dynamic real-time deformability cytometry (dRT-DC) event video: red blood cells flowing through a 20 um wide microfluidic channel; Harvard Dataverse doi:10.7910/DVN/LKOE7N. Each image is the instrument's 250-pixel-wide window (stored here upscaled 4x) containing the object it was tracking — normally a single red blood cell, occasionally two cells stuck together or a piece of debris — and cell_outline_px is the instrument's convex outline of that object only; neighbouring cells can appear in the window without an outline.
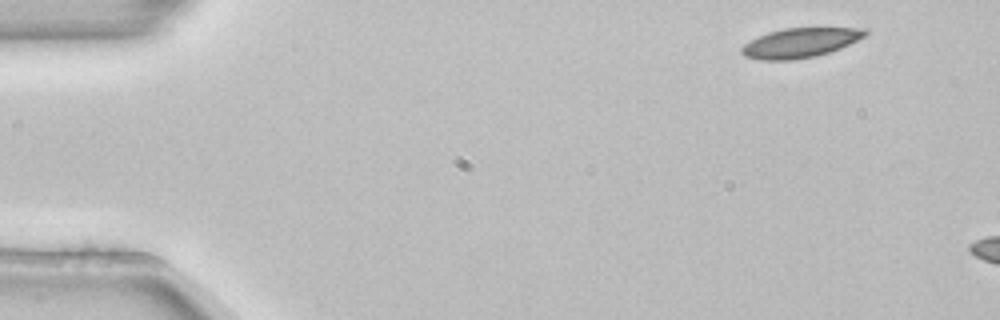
{"species": "common noctule bat (a hibernating species)", "species_latin": "Nyctalus noctula", "temperature_condition": "room temperature", "stored_images_in_passage": 3, "camera_frame_rate_fps": 3000, "um_per_image_px": 0.085, "animal": {"sex": "female", "body_mass_g": 22.7, "forearm_length_mm": 54.2}, "frame": {"image": 1, "passage_image": 1, "time_ms": 0.0, "image_size_px": [1000, 320], "cell_outline_px": [[868, 32], [864, 36], [840, 48], [816, 56], [792, 60], [760, 60], [744, 56], [740, 52], [740, 48], [744, 44], [768, 32], [784, 28], [864, 28]], "centroid_in_image_um": [67.97, 3.64], "position_along_channel_um": 17.0, "area_um2": 21.04}}